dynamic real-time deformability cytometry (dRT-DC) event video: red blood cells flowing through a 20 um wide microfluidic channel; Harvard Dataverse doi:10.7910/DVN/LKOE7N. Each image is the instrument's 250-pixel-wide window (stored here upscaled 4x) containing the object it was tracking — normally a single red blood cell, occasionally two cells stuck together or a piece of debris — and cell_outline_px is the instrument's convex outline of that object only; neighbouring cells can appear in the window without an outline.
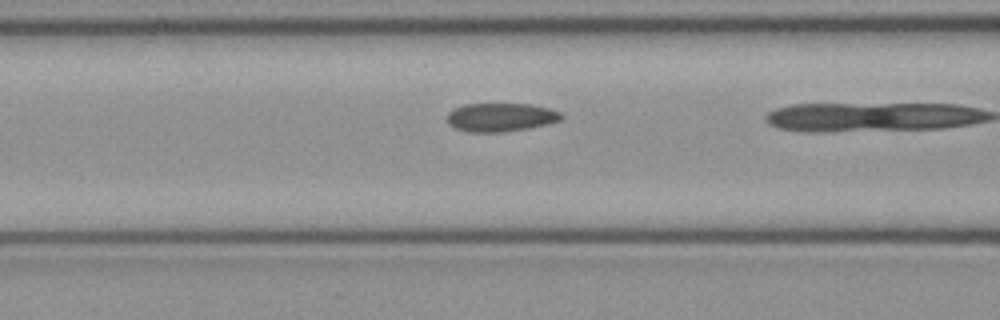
{"species": "common noctule bat (a hibernating species)", "species_latin": "Nyctalus noctula", "temperature_condition": "cold", "stored_images_in_passage": 14, "camera_frame_rate_fps": 3000, "um_per_image_px": 0.085, "animal": {"sex": "female", "body_mass_g": 21.9}, "frame": {"image": 1, "passage_image": 13, "time_ms": 4.0, "image_size_px": [1000, 320], "cell_outline_px": [[564, 116], [560, 120], [548, 124], [528, 128], [504, 132], [468, 132], [456, 128], [448, 124], [448, 112], [452, 108], [464, 104], [532, 104], [548, 108], [560, 112]], "centroid_in_image_um": [42.55, 9.96], "position_along_channel_um": 124.0, "area_um2": 19.07}}